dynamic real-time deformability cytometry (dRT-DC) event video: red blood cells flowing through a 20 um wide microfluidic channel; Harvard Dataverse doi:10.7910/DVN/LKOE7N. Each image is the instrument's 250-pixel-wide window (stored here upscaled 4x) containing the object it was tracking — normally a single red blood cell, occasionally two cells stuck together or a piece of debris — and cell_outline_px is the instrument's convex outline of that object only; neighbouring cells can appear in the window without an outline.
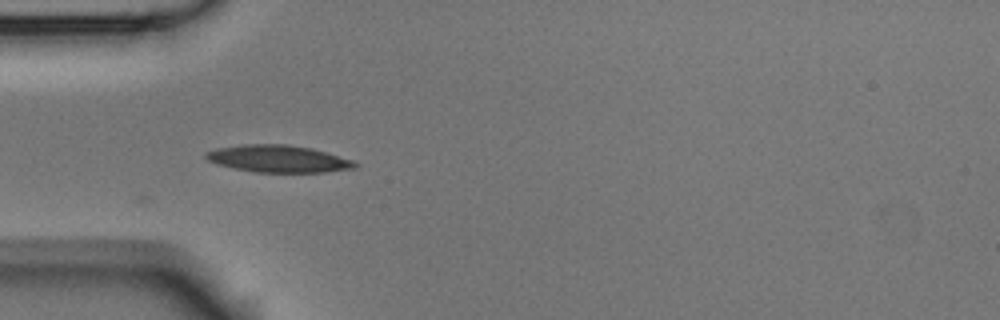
{"species": "Egyptian fruit bat (a non-hibernating species)", "species_latin": "Rousettus aegyptiacus", "temperature_condition": "room temperature", "stored_images_in_passage": 4, "camera_frame_rate_fps": 3000, "um_per_image_px": 0.085, "animal": {"sex": "male"}, "frame": {"image": 1, "passage_image": 3, "time_ms": 0.667, "image_size_px": [1000, 320], "cell_outline_px": [[360, 164], [356, 168], [324, 172], [256, 172], [216, 164], [208, 160], [204, 156], [204, 152], [216, 148], [244, 144], [288, 144], [312, 148], [356, 160]], "centroid_in_image_um": [23.7, 13.49], "position_along_channel_um": 61.3, "area_um2": 23.81}}
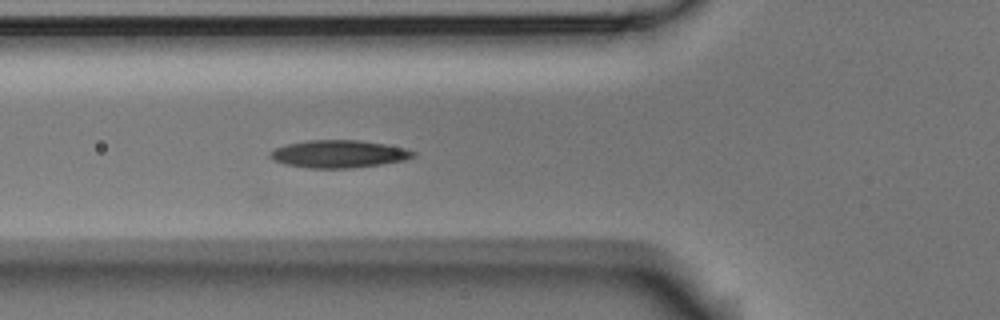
{"frame": {"image": 2, "passage_image": 4, "time_ms": 1.0, "image_size_px": [1000, 320], "cell_outline_px": [[416, 156], [404, 160], [380, 164], [352, 168], [308, 168], [284, 164], [276, 160], [272, 156], [272, 152], [276, 148], [288, 144], [308, 140], [360, 140], [384, 144], [404, 148], [416, 152]], "centroid_in_image_um": [28.85, 13.08], "position_along_channel_um": 97.0, "area_um2": 22.66}}